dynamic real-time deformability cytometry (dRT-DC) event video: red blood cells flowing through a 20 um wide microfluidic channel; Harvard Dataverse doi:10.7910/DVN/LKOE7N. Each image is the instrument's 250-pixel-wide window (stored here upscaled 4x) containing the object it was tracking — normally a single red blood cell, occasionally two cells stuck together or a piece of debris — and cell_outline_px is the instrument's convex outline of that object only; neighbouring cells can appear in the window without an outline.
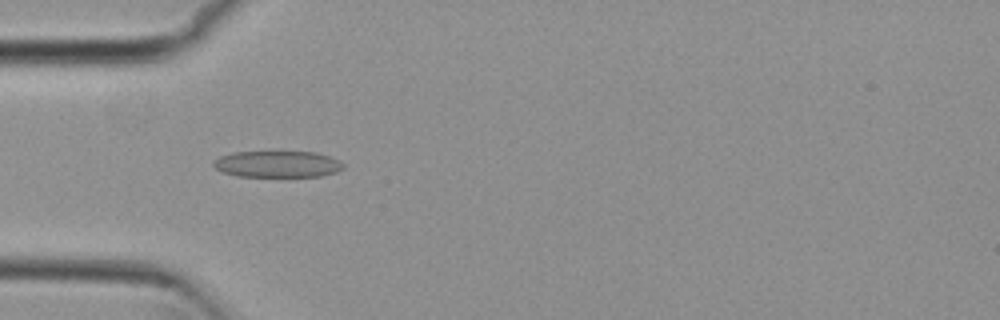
{"species": "common noctule bat (a hibernating species)", "species_latin": "Nyctalus noctula", "temperature_condition": "cold", "stored_images_in_passage": 42, "camera_frame_rate_fps": 3000, "um_per_image_px": 0.085, "animal": {"sex": "female", "body_mass_g": 29.2, "forearm_length_mm": 56.3}, "frame": {"image": 1, "passage_image": 5, "time_ms": 1.333, "image_size_px": [1000, 320], "cell_outline_px": [[344, 168], [336, 172], [320, 176], [236, 176], [224, 172], [216, 168], [212, 164], [220, 156], [232, 152], [316, 152], [340, 160], [344, 164]], "centroid_in_image_um": [23.61, 13.95], "position_along_channel_um": 61.4, "area_um2": 19.88}}
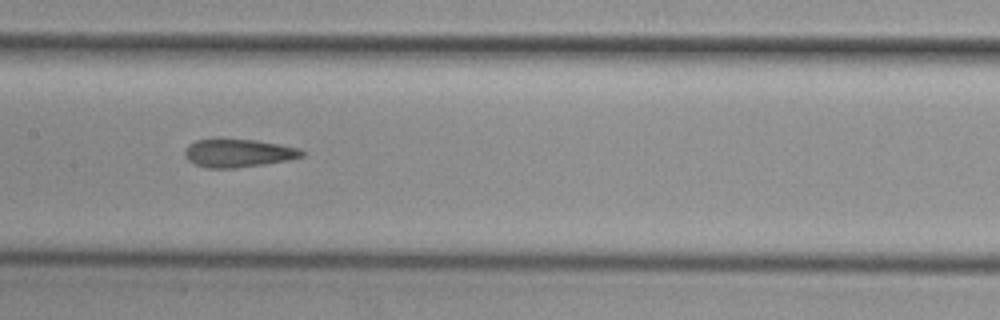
{"frame": {"image": 2, "passage_image": 15, "time_ms": 4.667, "image_size_px": [1000, 320], "cell_outline_px": [[304, 156], [288, 160], [264, 164], [236, 168], [208, 168], [196, 164], [188, 160], [184, 156], [184, 152], [188, 144], [196, 140], [256, 140], [300, 148], [304, 152]], "centroid_in_image_um": [20.26, 13.02], "position_along_channel_um": 187.1, "area_um2": 18.96}}
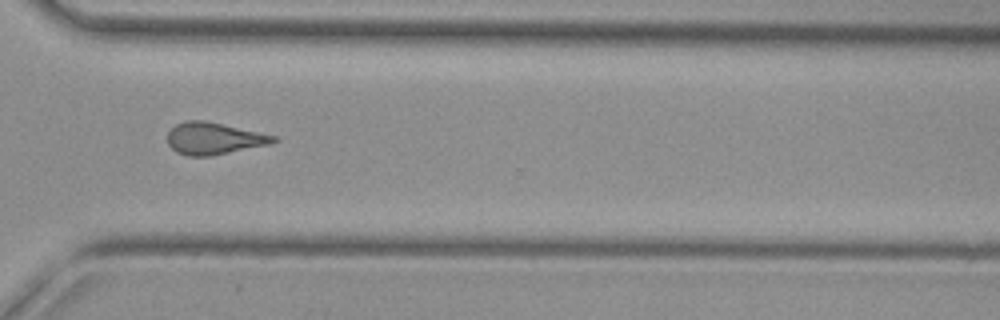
{"frame": {"image": 3, "passage_image": 28, "time_ms": 9.0, "image_size_px": [1000, 320], "cell_outline_px": [[280, 140], [268, 144], [208, 156], [188, 156], [176, 152], [168, 144], [168, 132], [176, 124], [184, 120], [204, 120], [276, 136]], "centroid_in_image_um": [18.14, 11.76], "position_along_channel_um": 352.5, "area_um2": 19.42}, "authors_computed_cell_mechanics": {"area_um2": 19.5075, "velocity_mm_per_s": 3.8179, "shape_relaxation_time_tau1_ms": null, "shape_relaxation_time_tau2_ms": 2.9113, "deformation_change_tau1": null, "deformation_change_tau2": 0.1278}}